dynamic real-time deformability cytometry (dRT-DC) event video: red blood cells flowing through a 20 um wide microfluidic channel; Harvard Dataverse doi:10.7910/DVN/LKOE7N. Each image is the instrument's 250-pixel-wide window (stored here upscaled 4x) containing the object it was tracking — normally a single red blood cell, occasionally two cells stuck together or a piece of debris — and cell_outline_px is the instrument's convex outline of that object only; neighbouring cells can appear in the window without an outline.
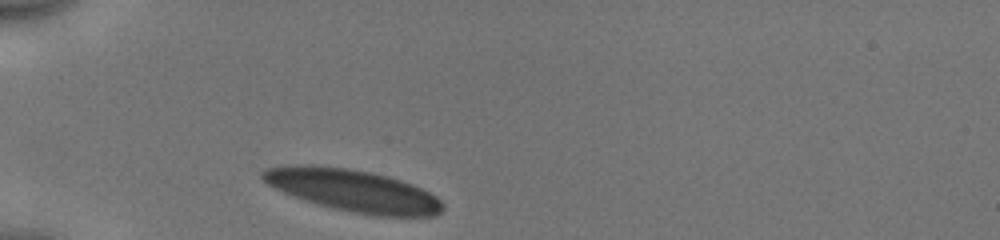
{"species": "human", "species_latin": "Homo sapiens", "temperature_condition": "cold", "stored_images_in_passage": 29, "camera_frame_rate_fps": 3000, "um_per_image_px": 0.085, "donor": {"sex": "male"}, "frame": {"image": 1, "passage_image": 1, "time_ms": 0.0, "image_size_px": [1000, 240], "cell_outline_px": [[444, 208], [436, 216], [372, 216], [352, 212], [320, 204], [284, 192], [268, 184], [260, 176], [260, 172], [268, 168], [304, 164], [348, 168], [372, 172], [388, 176], [412, 184], [436, 196], [444, 204]], "centroid_in_image_um": [30.07, 16.19], "position_along_channel_um": 54.9, "area_um2": 43.7}}
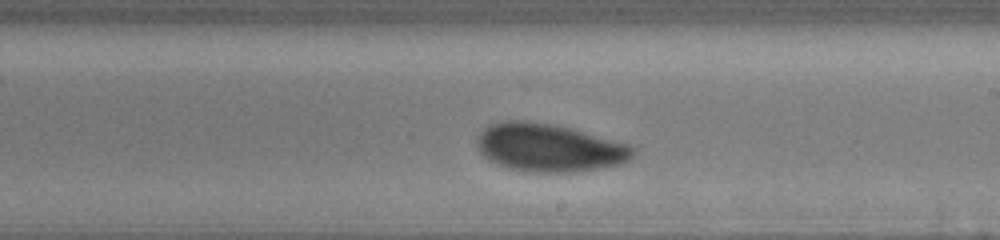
{"frame": {"image": 2, "passage_image": 17, "time_ms": 5.333, "image_size_px": [1000, 240], "cell_outline_px": [[636, 152], [628, 160], [620, 164], [576, 172], [528, 172], [508, 168], [496, 164], [488, 160], [480, 152], [476, 144], [476, 136], [488, 124], [500, 120], [524, 120], [552, 124], [572, 128], [628, 144], [636, 148]], "centroid_in_image_um": [46.63, 12.54], "position_along_channel_um": 242.4, "area_um2": 44.04}}
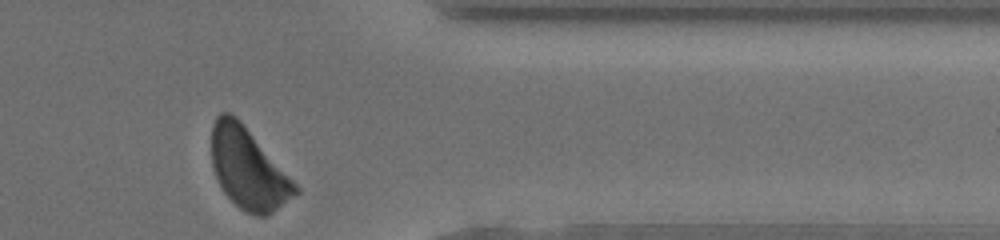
{"frame": {"image": 3, "passage_image": 29, "time_ms": 9.333, "image_size_px": [1000, 240], "cell_outline_px": [[300, 192], [272, 212], [264, 216], [256, 216], [244, 212], [224, 192], [216, 176], [212, 164], [212, 124], [216, 116], [220, 112], [228, 112], [236, 116], [240, 120], [300, 188]], "centroid_in_image_um": [21.09, 14.33], "position_along_channel_um": 390.3, "area_um2": 39.02}, "authors_computed_cell_mechanics": {"area_um2": 44.0436, "velocity_mm_per_s": 3.8964, "shape_relaxation_time_tau1_ms": 2.4758, "shape_relaxation_time_tau2_ms": 2.591, "deformation_change_tau1": 0.11, "deformation_change_tau2": 0.0635}}